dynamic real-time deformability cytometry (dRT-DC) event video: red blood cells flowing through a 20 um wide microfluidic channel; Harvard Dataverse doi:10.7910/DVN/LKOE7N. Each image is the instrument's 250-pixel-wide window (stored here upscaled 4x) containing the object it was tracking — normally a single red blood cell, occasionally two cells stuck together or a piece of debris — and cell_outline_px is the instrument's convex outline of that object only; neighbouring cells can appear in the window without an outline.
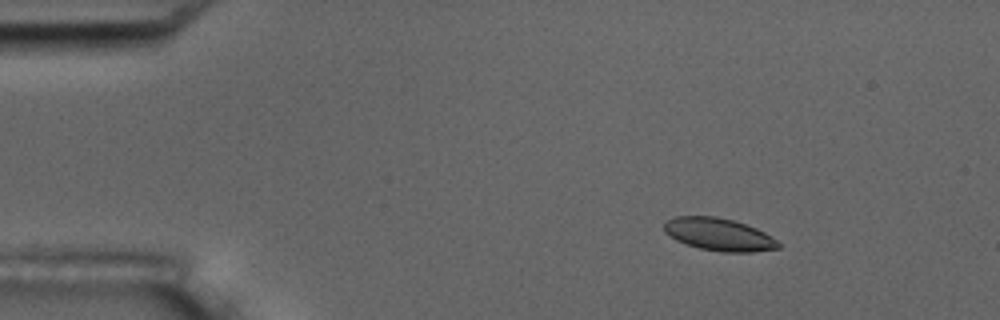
{"species": "common noctule bat (a hibernating species)", "species_latin": "Nyctalus noctula", "temperature_condition": "room temperature", "stored_images_in_passage": 5, "camera_frame_rate_fps": 3000, "um_per_image_px": 0.085, "animal": {"sex": "male", "body_mass_g": 17.5, "forearm_length_mm": 52.3}, "frame": {"image": 1, "passage_image": 3, "time_ms": 2.333, "image_size_px": [1000, 320], "cell_outline_px": [[780, 248], [752, 252], [720, 252], [700, 248], [676, 240], [664, 232], [664, 220], [676, 216], [716, 216], [732, 220], [756, 228], [772, 236], [780, 244]], "centroid_in_image_um": [61.09, 19.92], "position_along_channel_um": 23.9, "area_um2": 21.68}}